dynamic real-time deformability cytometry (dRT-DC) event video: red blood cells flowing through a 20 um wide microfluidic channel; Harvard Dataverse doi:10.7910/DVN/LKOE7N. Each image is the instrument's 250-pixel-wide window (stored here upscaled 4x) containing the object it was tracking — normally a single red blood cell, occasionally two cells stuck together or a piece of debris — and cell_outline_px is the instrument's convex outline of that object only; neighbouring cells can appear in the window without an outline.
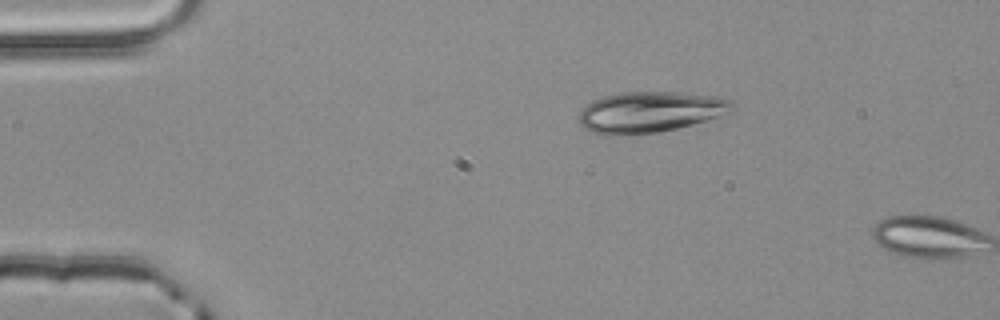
{"species": "common noctule bat (a hibernating species)", "species_latin": "Nyctalus noctula", "temperature_condition": "room temperature", "stored_images_in_passage": 4, "camera_frame_rate_fps": 3000, "um_per_image_px": 0.085, "animal": {"sex": "male", "body_mass_g": 20.4}, "frame": {"image": 1, "passage_image": 4, "time_ms": 1.0, "image_size_px": [1000, 320], "cell_outline_px": [[736, 104], [732, 108], [720, 116], [692, 124], [660, 132], [612, 136], [604, 136], [592, 132], [584, 128], [580, 124], [576, 116], [592, 100], [604, 96], [620, 92], [684, 92], [712, 96], [732, 100]], "centroid_in_image_um": [55.19, 9.53], "position_along_channel_um": 29.8, "area_um2": 36.7}}